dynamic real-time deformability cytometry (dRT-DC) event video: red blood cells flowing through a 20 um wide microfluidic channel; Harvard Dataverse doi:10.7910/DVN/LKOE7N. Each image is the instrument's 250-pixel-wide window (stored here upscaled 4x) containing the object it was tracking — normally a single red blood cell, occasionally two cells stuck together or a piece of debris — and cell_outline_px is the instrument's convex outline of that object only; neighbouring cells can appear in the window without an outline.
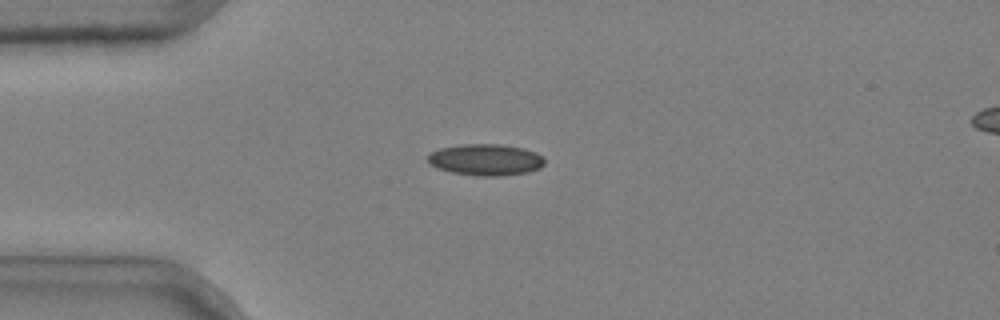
{"species": "common noctule bat (a hibernating species)", "species_latin": "Nyctalus noctula", "temperature_condition": "cold", "stored_images_in_passage": 8, "camera_frame_rate_fps": 3000, "um_per_image_px": 0.085, "animal": {"sex": "male", "body_mass_g": 20.4}, "frame": {"image": 1, "passage_image": 1, "time_ms": 0.0, "image_size_px": [1000, 320], "cell_outline_px": [[544, 164], [540, 168], [528, 172], [496, 176], [476, 176], [452, 172], [436, 168], [428, 164], [428, 156], [432, 152], [440, 148], [460, 144], [500, 144], [524, 148], [536, 152], [544, 156]], "centroid_in_image_um": [41.29, 13.57], "position_along_channel_um": 43.7, "area_um2": 21.56}}
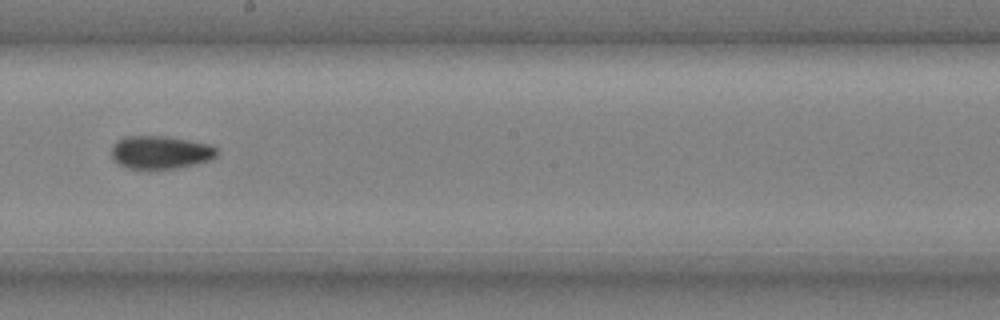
{"frame": {"image": 2, "passage_image": 6, "time_ms": 1.667, "image_size_px": [1000, 320], "cell_outline_px": [[216, 156], [208, 160], [196, 164], [176, 168], [128, 168], [116, 164], [112, 156], [112, 148], [116, 140], [124, 136], [168, 136], [212, 144], [216, 148]], "centroid_in_image_um": [13.62, 12.93], "position_along_channel_um": 234.6, "area_um2": 20.35}}
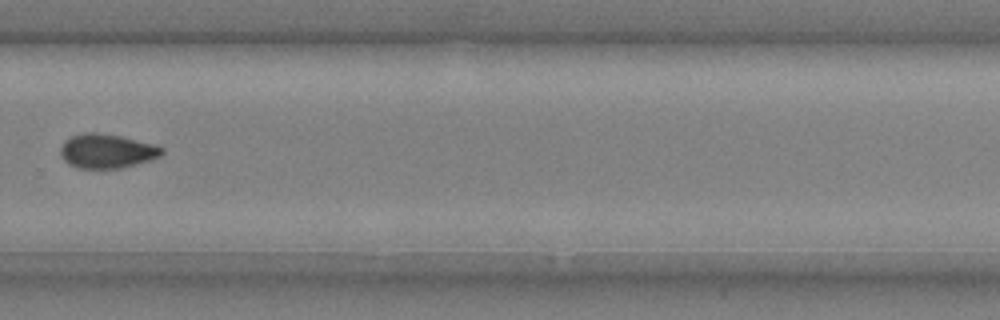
{"frame": {"image": 3, "passage_image": 8, "time_ms": 2.333, "image_size_px": [1000, 320], "cell_outline_px": [[164, 152], [160, 156], [152, 160], [120, 168], [76, 168], [68, 164], [64, 160], [60, 152], [60, 148], [64, 140], [72, 136], [84, 132], [96, 132], [120, 136], [156, 144], [164, 148]], "centroid_in_image_um": [9.09, 12.84], "position_along_channel_um": 320.7, "area_um2": 20.4}}